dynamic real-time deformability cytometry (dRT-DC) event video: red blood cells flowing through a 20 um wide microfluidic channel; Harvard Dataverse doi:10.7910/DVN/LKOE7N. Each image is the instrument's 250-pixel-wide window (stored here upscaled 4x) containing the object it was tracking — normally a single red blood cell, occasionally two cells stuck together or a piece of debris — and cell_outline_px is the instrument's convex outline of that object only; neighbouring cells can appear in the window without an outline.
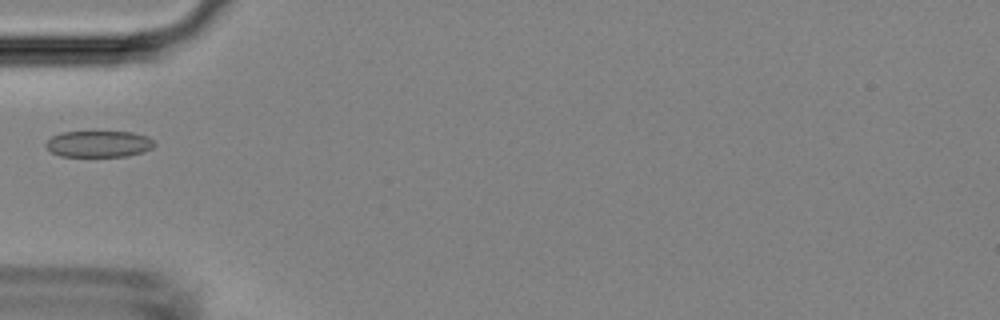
{"species": "Egyptian fruit bat (a non-hibernating species)", "species_latin": "Rousettus aegyptiacus", "temperature_condition": "room temperature", "stored_images_in_passage": 5, "camera_frame_rate_fps": 3000, "um_per_image_px": 0.085, "animal": {"sex": "female"}, "frame": {"image": 1, "passage_image": 4, "time_ms": 5.0, "image_size_px": [1000, 320], "cell_outline_px": [[156, 144], [152, 148], [144, 152], [128, 156], [60, 156], [52, 152], [44, 144], [52, 136], [60, 132], [132, 132], [148, 136]], "centroid_in_image_um": [8.42, 12.23], "position_along_channel_um": 76.6, "area_um2": 16.7}}